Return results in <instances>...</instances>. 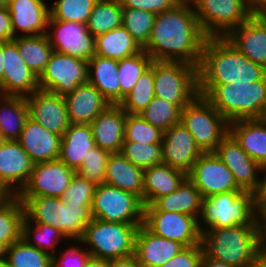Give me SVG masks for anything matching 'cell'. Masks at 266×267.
<instances>
[{"label":"cell","mask_w":266,"mask_h":267,"mask_svg":"<svg viewBox=\"0 0 266 267\" xmlns=\"http://www.w3.org/2000/svg\"><path fill=\"white\" fill-rule=\"evenodd\" d=\"M206 39L192 4L180 2L156 14L143 50L154 61H182L198 67Z\"/></svg>","instance_id":"cell-1"},{"label":"cell","mask_w":266,"mask_h":267,"mask_svg":"<svg viewBox=\"0 0 266 267\" xmlns=\"http://www.w3.org/2000/svg\"><path fill=\"white\" fill-rule=\"evenodd\" d=\"M265 75V68L240 53L225 37H207L204 42L197 67L198 85L253 83Z\"/></svg>","instance_id":"cell-2"},{"label":"cell","mask_w":266,"mask_h":267,"mask_svg":"<svg viewBox=\"0 0 266 267\" xmlns=\"http://www.w3.org/2000/svg\"><path fill=\"white\" fill-rule=\"evenodd\" d=\"M198 92L228 122L266 117V75L253 83L198 85Z\"/></svg>","instance_id":"cell-3"},{"label":"cell","mask_w":266,"mask_h":267,"mask_svg":"<svg viewBox=\"0 0 266 267\" xmlns=\"http://www.w3.org/2000/svg\"><path fill=\"white\" fill-rule=\"evenodd\" d=\"M203 255L234 267H247L262 252L259 225L209 228L201 233Z\"/></svg>","instance_id":"cell-4"},{"label":"cell","mask_w":266,"mask_h":267,"mask_svg":"<svg viewBox=\"0 0 266 267\" xmlns=\"http://www.w3.org/2000/svg\"><path fill=\"white\" fill-rule=\"evenodd\" d=\"M25 217L61 231L68 241H80L85 228L93 220L92 205L66 204L61 197L18 196Z\"/></svg>","instance_id":"cell-5"},{"label":"cell","mask_w":266,"mask_h":267,"mask_svg":"<svg viewBox=\"0 0 266 267\" xmlns=\"http://www.w3.org/2000/svg\"><path fill=\"white\" fill-rule=\"evenodd\" d=\"M198 225L201 233L209 228L259 225L255 193L231 191L203 198Z\"/></svg>","instance_id":"cell-6"},{"label":"cell","mask_w":266,"mask_h":267,"mask_svg":"<svg viewBox=\"0 0 266 267\" xmlns=\"http://www.w3.org/2000/svg\"><path fill=\"white\" fill-rule=\"evenodd\" d=\"M139 226L123 222H105L97 218L87 224L79 241L91 257L114 259L135 254V237Z\"/></svg>","instance_id":"cell-7"},{"label":"cell","mask_w":266,"mask_h":267,"mask_svg":"<svg viewBox=\"0 0 266 267\" xmlns=\"http://www.w3.org/2000/svg\"><path fill=\"white\" fill-rule=\"evenodd\" d=\"M181 123L203 153L214 152L229 134V122L200 94L182 110Z\"/></svg>","instance_id":"cell-8"},{"label":"cell","mask_w":266,"mask_h":267,"mask_svg":"<svg viewBox=\"0 0 266 267\" xmlns=\"http://www.w3.org/2000/svg\"><path fill=\"white\" fill-rule=\"evenodd\" d=\"M155 96L182 110L198 94L197 67L182 61H154Z\"/></svg>","instance_id":"cell-9"},{"label":"cell","mask_w":266,"mask_h":267,"mask_svg":"<svg viewBox=\"0 0 266 267\" xmlns=\"http://www.w3.org/2000/svg\"><path fill=\"white\" fill-rule=\"evenodd\" d=\"M191 4L207 37H225L253 15V0H194Z\"/></svg>","instance_id":"cell-10"},{"label":"cell","mask_w":266,"mask_h":267,"mask_svg":"<svg viewBox=\"0 0 266 267\" xmlns=\"http://www.w3.org/2000/svg\"><path fill=\"white\" fill-rule=\"evenodd\" d=\"M93 218L105 222H123L140 226L144 222V205L133 193L108 184L96 185Z\"/></svg>","instance_id":"cell-11"},{"label":"cell","mask_w":266,"mask_h":267,"mask_svg":"<svg viewBox=\"0 0 266 267\" xmlns=\"http://www.w3.org/2000/svg\"><path fill=\"white\" fill-rule=\"evenodd\" d=\"M88 61L54 51L38 77L39 88L59 96L87 83Z\"/></svg>","instance_id":"cell-12"},{"label":"cell","mask_w":266,"mask_h":267,"mask_svg":"<svg viewBox=\"0 0 266 267\" xmlns=\"http://www.w3.org/2000/svg\"><path fill=\"white\" fill-rule=\"evenodd\" d=\"M46 35L56 52L85 61L95 55V37L85 24L58 21L49 16Z\"/></svg>","instance_id":"cell-13"},{"label":"cell","mask_w":266,"mask_h":267,"mask_svg":"<svg viewBox=\"0 0 266 267\" xmlns=\"http://www.w3.org/2000/svg\"><path fill=\"white\" fill-rule=\"evenodd\" d=\"M187 178L200 191L203 198L231 191H242L230 169L214 152L202 153Z\"/></svg>","instance_id":"cell-14"},{"label":"cell","mask_w":266,"mask_h":267,"mask_svg":"<svg viewBox=\"0 0 266 267\" xmlns=\"http://www.w3.org/2000/svg\"><path fill=\"white\" fill-rule=\"evenodd\" d=\"M143 224L154 234L184 247L201 244L198 219L194 216L173 211H144Z\"/></svg>","instance_id":"cell-15"},{"label":"cell","mask_w":266,"mask_h":267,"mask_svg":"<svg viewBox=\"0 0 266 267\" xmlns=\"http://www.w3.org/2000/svg\"><path fill=\"white\" fill-rule=\"evenodd\" d=\"M76 172L58 160L35 163L17 196L61 197Z\"/></svg>","instance_id":"cell-16"},{"label":"cell","mask_w":266,"mask_h":267,"mask_svg":"<svg viewBox=\"0 0 266 267\" xmlns=\"http://www.w3.org/2000/svg\"><path fill=\"white\" fill-rule=\"evenodd\" d=\"M3 77L0 80V94L29 96L39 90L38 77L22 59L16 43L3 41Z\"/></svg>","instance_id":"cell-17"},{"label":"cell","mask_w":266,"mask_h":267,"mask_svg":"<svg viewBox=\"0 0 266 267\" xmlns=\"http://www.w3.org/2000/svg\"><path fill=\"white\" fill-rule=\"evenodd\" d=\"M214 153L230 169L238 187L256 193L260 187L261 165L253 160L228 134Z\"/></svg>","instance_id":"cell-18"},{"label":"cell","mask_w":266,"mask_h":267,"mask_svg":"<svg viewBox=\"0 0 266 267\" xmlns=\"http://www.w3.org/2000/svg\"><path fill=\"white\" fill-rule=\"evenodd\" d=\"M202 153L182 123L163 131L162 163L187 175Z\"/></svg>","instance_id":"cell-19"},{"label":"cell","mask_w":266,"mask_h":267,"mask_svg":"<svg viewBox=\"0 0 266 267\" xmlns=\"http://www.w3.org/2000/svg\"><path fill=\"white\" fill-rule=\"evenodd\" d=\"M25 100L29 118L60 136L65 133L70 122L63 96L39 89Z\"/></svg>","instance_id":"cell-20"},{"label":"cell","mask_w":266,"mask_h":267,"mask_svg":"<svg viewBox=\"0 0 266 267\" xmlns=\"http://www.w3.org/2000/svg\"><path fill=\"white\" fill-rule=\"evenodd\" d=\"M34 162L17 140L0 145V183L17 195L30 178Z\"/></svg>","instance_id":"cell-21"},{"label":"cell","mask_w":266,"mask_h":267,"mask_svg":"<svg viewBox=\"0 0 266 267\" xmlns=\"http://www.w3.org/2000/svg\"><path fill=\"white\" fill-rule=\"evenodd\" d=\"M225 38L240 53L266 69V18L252 15Z\"/></svg>","instance_id":"cell-22"},{"label":"cell","mask_w":266,"mask_h":267,"mask_svg":"<svg viewBox=\"0 0 266 267\" xmlns=\"http://www.w3.org/2000/svg\"><path fill=\"white\" fill-rule=\"evenodd\" d=\"M8 10L14 37L46 34L50 11L44 0H9Z\"/></svg>","instance_id":"cell-23"},{"label":"cell","mask_w":266,"mask_h":267,"mask_svg":"<svg viewBox=\"0 0 266 267\" xmlns=\"http://www.w3.org/2000/svg\"><path fill=\"white\" fill-rule=\"evenodd\" d=\"M62 136L27 118L17 140L34 163L59 159Z\"/></svg>","instance_id":"cell-24"},{"label":"cell","mask_w":266,"mask_h":267,"mask_svg":"<svg viewBox=\"0 0 266 267\" xmlns=\"http://www.w3.org/2000/svg\"><path fill=\"white\" fill-rule=\"evenodd\" d=\"M183 248L181 243L163 238L141 224L135 237V256L141 267H161Z\"/></svg>","instance_id":"cell-25"},{"label":"cell","mask_w":266,"mask_h":267,"mask_svg":"<svg viewBox=\"0 0 266 267\" xmlns=\"http://www.w3.org/2000/svg\"><path fill=\"white\" fill-rule=\"evenodd\" d=\"M126 115L119 105H110L90 123L96 146L110 153H120Z\"/></svg>","instance_id":"cell-26"},{"label":"cell","mask_w":266,"mask_h":267,"mask_svg":"<svg viewBox=\"0 0 266 267\" xmlns=\"http://www.w3.org/2000/svg\"><path fill=\"white\" fill-rule=\"evenodd\" d=\"M64 97L70 123L90 124L110 103L90 83L79 85Z\"/></svg>","instance_id":"cell-27"},{"label":"cell","mask_w":266,"mask_h":267,"mask_svg":"<svg viewBox=\"0 0 266 267\" xmlns=\"http://www.w3.org/2000/svg\"><path fill=\"white\" fill-rule=\"evenodd\" d=\"M229 134L253 160L266 165V118L229 122Z\"/></svg>","instance_id":"cell-28"},{"label":"cell","mask_w":266,"mask_h":267,"mask_svg":"<svg viewBox=\"0 0 266 267\" xmlns=\"http://www.w3.org/2000/svg\"><path fill=\"white\" fill-rule=\"evenodd\" d=\"M202 201V194L186 177L173 193L161 196L151 205L144 206V211H173L199 219Z\"/></svg>","instance_id":"cell-29"},{"label":"cell","mask_w":266,"mask_h":267,"mask_svg":"<svg viewBox=\"0 0 266 267\" xmlns=\"http://www.w3.org/2000/svg\"><path fill=\"white\" fill-rule=\"evenodd\" d=\"M94 147L96 144L90 124L70 123L62 135L59 160L77 172Z\"/></svg>","instance_id":"cell-30"},{"label":"cell","mask_w":266,"mask_h":267,"mask_svg":"<svg viewBox=\"0 0 266 267\" xmlns=\"http://www.w3.org/2000/svg\"><path fill=\"white\" fill-rule=\"evenodd\" d=\"M87 82L92 84L110 105L120 104L118 60L94 55L88 60Z\"/></svg>","instance_id":"cell-31"},{"label":"cell","mask_w":266,"mask_h":267,"mask_svg":"<svg viewBox=\"0 0 266 267\" xmlns=\"http://www.w3.org/2000/svg\"><path fill=\"white\" fill-rule=\"evenodd\" d=\"M187 175L161 163L144 170L143 205H151L157 198L173 193Z\"/></svg>","instance_id":"cell-32"},{"label":"cell","mask_w":266,"mask_h":267,"mask_svg":"<svg viewBox=\"0 0 266 267\" xmlns=\"http://www.w3.org/2000/svg\"><path fill=\"white\" fill-rule=\"evenodd\" d=\"M144 170L121 153H111L105 171V184L133 193L143 202Z\"/></svg>","instance_id":"cell-33"},{"label":"cell","mask_w":266,"mask_h":267,"mask_svg":"<svg viewBox=\"0 0 266 267\" xmlns=\"http://www.w3.org/2000/svg\"><path fill=\"white\" fill-rule=\"evenodd\" d=\"M142 50L123 26L95 37V55L101 57L122 60Z\"/></svg>","instance_id":"cell-34"},{"label":"cell","mask_w":266,"mask_h":267,"mask_svg":"<svg viewBox=\"0 0 266 267\" xmlns=\"http://www.w3.org/2000/svg\"><path fill=\"white\" fill-rule=\"evenodd\" d=\"M27 118L25 97L0 94V134L4 140H18Z\"/></svg>","instance_id":"cell-35"},{"label":"cell","mask_w":266,"mask_h":267,"mask_svg":"<svg viewBox=\"0 0 266 267\" xmlns=\"http://www.w3.org/2000/svg\"><path fill=\"white\" fill-rule=\"evenodd\" d=\"M20 55L30 70L39 77L54 52L46 34L15 37Z\"/></svg>","instance_id":"cell-36"},{"label":"cell","mask_w":266,"mask_h":267,"mask_svg":"<svg viewBox=\"0 0 266 267\" xmlns=\"http://www.w3.org/2000/svg\"><path fill=\"white\" fill-rule=\"evenodd\" d=\"M24 205L17 195L0 204V242L8 248L21 238Z\"/></svg>","instance_id":"cell-37"},{"label":"cell","mask_w":266,"mask_h":267,"mask_svg":"<svg viewBox=\"0 0 266 267\" xmlns=\"http://www.w3.org/2000/svg\"><path fill=\"white\" fill-rule=\"evenodd\" d=\"M21 238L51 256L58 253L57 247L60 242L69 243L58 229L47 224L30 222L26 217L22 222Z\"/></svg>","instance_id":"cell-38"},{"label":"cell","mask_w":266,"mask_h":267,"mask_svg":"<svg viewBox=\"0 0 266 267\" xmlns=\"http://www.w3.org/2000/svg\"><path fill=\"white\" fill-rule=\"evenodd\" d=\"M123 7L119 0H98L91 11L87 29L94 36L122 26Z\"/></svg>","instance_id":"cell-39"},{"label":"cell","mask_w":266,"mask_h":267,"mask_svg":"<svg viewBox=\"0 0 266 267\" xmlns=\"http://www.w3.org/2000/svg\"><path fill=\"white\" fill-rule=\"evenodd\" d=\"M155 96L153 61L140 76L134 88L123 98L119 106L127 114H140Z\"/></svg>","instance_id":"cell-40"},{"label":"cell","mask_w":266,"mask_h":267,"mask_svg":"<svg viewBox=\"0 0 266 267\" xmlns=\"http://www.w3.org/2000/svg\"><path fill=\"white\" fill-rule=\"evenodd\" d=\"M5 259L10 267H52L51 255L33 247L22 238L7 248Z\"/></svg>","instance_id":"cell-41"},{"label":"cell","mask_w":266,"mask_h":267,"mask_svg":"<svg viewBox=\"0 0 266 267\" xmlns=\"http://www.w3.org/2000/svg\"><path fill=\"white\" fill-rule=\"evenodd\" d=\"M152 58L144 51L118 60L120 102L134 88L140 76L150 67Z\"/></svg>","instance_id":"cell-42"},{"label":"cell","mask_w":266,"mask_h":267,"mask_svg":"<svg viewBox=\"0 0 266 267\" xmlns=\"http://www.w3.org/2000/svg\"><path fill=\"white\" fill-rule=\"evenodd\" d=\"M155 17L156 14L142 9L123 8L122 10V26L142 49L150 39Z\"/></svg>","instance_id":"cell-43"},{"label":"cell","mask_w":266,"mask_h":267,"mask_svg":"<svg viewBox=\"0 0 266 267\" xmlns=\"http://www.w3.org/2000/svg\"><path fill=\"white\" fill-rule=\"evenodd\" d=\"M98 0H55L49 5L50 17L63 22L87 25L94 4Z\"/></svg>","instance_id":"cell-44"},{"label":"cell","mask_w":266,"mask_h":267,"mask_svg":"<svg viewBox=\"0 0 266 267\" xmlns=\"http://www.w3.org/2000/svg\"><path fill=\"white\" fill-rule=\"evenodd\" d=\"M182 109L156 96L141 115L148 123L165 131L173 125L181 123Z\"/></svg>","instance_id":"cell-45"},{"label":"cell","mask_w":266,"mask_h":267,"mask_svg":"<svg viewBox=\"0 0 266 267\" xmlns=\"http://www.w3.org/2000/svg\"><path fill=\"white\" fill-rule=\"evenodd\" d=\"M124 141L143 144L162 143L163 131L148 123L139 114H127L124 130Z\"/></svg>","instance_id":"cell-46"},{"label":"cell","mask_w":266,"mask_h":267,"mask_svg":"<svg viewBox=\"0 0 266 267\" xmlns=\"http://www.w3.org/2000/svg\"><path fill=\"white\" fill-rule=\"evenodd\" d=\"M120 153L143 170L162 163V143L143 144L124 141Z\"/></svg>","instance_id":"cell-47"},{"label":"cell","mask_w":266,"mask_h":267,"mask_svg":"<svg viewBox=\"0 0 266 267\" xmlns=\"http://www.w3.org/2000/svg\"><path fill=\"white\" fill-rule=\"evenodd\" d=\"M110 154V152L98 146L90 149L89 154L85 156L83 164L76 173L95 185L104 184L105 171Z\"/></svg>","instance_id":"cell-48"},{"label":"cell","mask_w":266,"mask_h":267,"mask_svg":"<svg viewBox=\"0 0 266 267\" xmlns=\"http://www.w3.org/2000/svg\"><path fill=\"white\" fill-rule=\"evenodd\" d=\"M96 185L77 173L72 177L68 188L64 191L61 199L66 204L92 205Z\"/></svg>","instance_id":"cell-49"},{"label":"cell","mask_w":266,"mask_h":267,"mask_svg":"<svg viewBox=\"0 0 266 267\" xmlns=\"http://www.w3.org/2000/svg\"><path fill=\"white\" fill-rule=\"evenodd\" d=\"M68 245L70 246H66V249L62 248L58 255L55 253L51 256L52 267H85L90 258L89 251L83 248L79 241H73V244Z\"/></svg>","instance_id":"cell-50"},{"label":"cell","mask_w":266,"mask_h":267,"mask_svg":"<svg viewBox=\"0 0 266 267\" xmlns=\"http://www.w3.org/2000/svg\"><path fill=\"white\" fill-rule=\"evenodd\" d=\"M202 256L201 244L185 247L161 267H200Z\"/></svg>","instance_id":"cell-51"},{"label":"cell","mask_w":266,"mask_h":267,"mask_svg":"<svg viewBox=\"0 0 266 267\" xmlns=\"http://www.w3.org/2000/svg\"><path fill=\"white\" fill-rule=\"evenodd\" d=\"M123 8L142 9L154 14L173 9L179 0H119Z\"/></svg>","instance_id":"cell-52"},{"label":"cell","mask_w":266,"mask_h":267,"mask_svg":"<svg viewBox=\"0 0 266 267\" xmlns=\"http://www.w3.org/2000/svg\"><path fill=\"white\" fill-rule=\"evenodd\" d=\"M14 38L8 7H0V41H12Z\"/></svg>","instance_id":"cell-53"},{"label":"cell","mask_w":266,"mask_h":267,"mask_svg":"<svg viewBox=\"0 0 266 267\" xmlns=\"http://www.w3.org/2000/svg\"><path fill=\"white\" fill-rule=\"evenodd\" d=\"M110 267H141L138 264L135 254L122 257L110 259Z\"/></svg>","instance_id":"cell-54"},{"label":"cell","mask_w":266,"mask_h":267,"mask_svg":"<svg viewBox=\"0 0 266 267\" xmlns=\"http://www.w3.org/2000/svg\"><path fill=\"white\" fill-rule=\"evenodd\" d=\"M262 178H260V187L255 193L256 204L259 206L266 199V165L261 167Z\"/></svg>","instance_id":"cell-55"},{"label":"cell","mask_w":266,"mask_h":267,"mask_svg":"<svg viewBox=\"0 0 266 267\" xmlns=\"http://www.w3.org/2000/svg\"><path fill=\"white\" fill-rule=\"evenodd\" d=\"M200 267H234L217 259L202 256Z\"/></svg>","instance_id":"cell-56"},{"label":"cell","mask_w":266,"mask_h":267,"mask_svg":"<svg viewBox=\"0 0 266 267\" xmlns=\"http://www.w3.org/2000/svg\"><path fill=\"white\" fill-rule=\"evenodd\" d=\"M253 15L266 18V0H253Z\"/></svg>","instance_id":"cell-57"},{"label":"cell","mask_w":266,"mask_h":267,"mask_svg":"<svg viewBox=\"0 0 266 267\" xmlns=\"http://www.w3.org/2000/svg\"><path fill=\"white\" fill-rule=\"evenodd\" d=\"M85 267H110V259L95 258L90 256Z\"/></svg>","instance_id":"cell-58"},{"label":"cell","mask_w":266,"mask_h":267,"mask_svg":"<svg viewBox=\"0 0 266 267\" xmlns=\"http://www.w3.org/2000/svg\"><path fill=\"white\" fill-rule=\"evenodd\" d=\"M247 267H266V253L262 251Z\"/></svg>","instance_id":"cell-59"},{"label":"cell","mask_w":266,"mask_h":267,"mask_svg":"<svg viewBox=\"0 0 266 267\" xmlns=\"http://www.w3.org/2000/svg\"><path fill=\"white\" fill-rule=\"evenodd\" d=\"M261 231L262 251L266 253V221H258Z\"/></svg>","instance_id":"cell-60"},{"label":"cell","mask_w":266,"mask_h":267,"mask_svg":"<svg viewBox=\"0 0 266 267\" xmlns=\"http://www.w3.org/2000/svg\"><path fill=\"white\" fill-rule=\"evenodd\" d=\"M11 196L12 194L9 192V190L0 183V204L4 203Z\"/></svg>","instance_id":"cell-61"},{"label":"cell","mask_w":266,"mask_h":267,"mask_svg":"<svg viewBox=\"0 0 266 267\" xmlns=\"http://www.w3.org/2000/svg\"><path fill=\"white\" fill-rule=\"evenodd\" d=\"M258 221H266V199L258 206Z\"/></svg>","instance_id":"cell-62"},{"label":"cell","mask_w":266,"mask_h":267,"mask_svg":"<svg viewBox=\"0 0 266 267\" xmlns=\"http://www.w3.org/2000/svg\"><path fill=\"white\" fill-rule=\"evenodd\" d=\"M3 41H0V80L3 77L4 66H3Z\"/></svg>","instance_id":"cell-63"},{"label":"cell","mask_w":266,"mask_h":267,"mask_svg":"<svg viewBox=\"0 0 266 267\" xmlns=\"http://www.w3.org/2000/svg\"><path fill=\"white\" fill-rule=\"evenodd\" d=\"M7 248L0 242V260L5 259Z\"/></svg>","instance_id":"cell-64"},{"label":"cell","mask_w":266,"mask_h":267,"mask_svg":"<svg viewBox=\"0 0 266 267\" xmlns=\"http://www.w3.org/2000/svg\"><path fill=\"white\" fill-rule=\"evenodd\" d=\"M0 267H10L6 259L0 260Z\"/></svg>","instance_id":"cell-65"},{"label":"cell","mask_w":266,"mask_h":267,"mask_svg":"<svg viewBox=\"0 0 266 267\" xmlns=\"http://www.w3.org/2000/svg\"><path fill=\"white\" fill-rule=\"evenodd\" d=\"M9 0H0V7H8Z\"/></svg>","instance_id":"cell-66"},{"label":"cell","mask_w":266,"mask_h":267,"mask_svg":"<svg viewBox=\"0 0 266 267\" xmlns=\"http://www.w3.org/2000/svg\"><path fill=\"white\" fill-rule=\"evenodd\" d=\"M179 1L183 3H192L194 0H179Z\"/></svg>","instance_id":"cell-67"},{"label":"cell","mask_w":266,"mask_h":267,"mask_svg":"<svg viewBox=\"0 0 266 267\" xmlns=\"http://www.w3.org/2000/svg\"><path fill=\"white\" fill-rule=\"evenodd\" d=\"M3 141H4V139L2 138V136L0 134V145L2 144Z\"/></svg>","instance_id":"cell-68"}]
</instances>
